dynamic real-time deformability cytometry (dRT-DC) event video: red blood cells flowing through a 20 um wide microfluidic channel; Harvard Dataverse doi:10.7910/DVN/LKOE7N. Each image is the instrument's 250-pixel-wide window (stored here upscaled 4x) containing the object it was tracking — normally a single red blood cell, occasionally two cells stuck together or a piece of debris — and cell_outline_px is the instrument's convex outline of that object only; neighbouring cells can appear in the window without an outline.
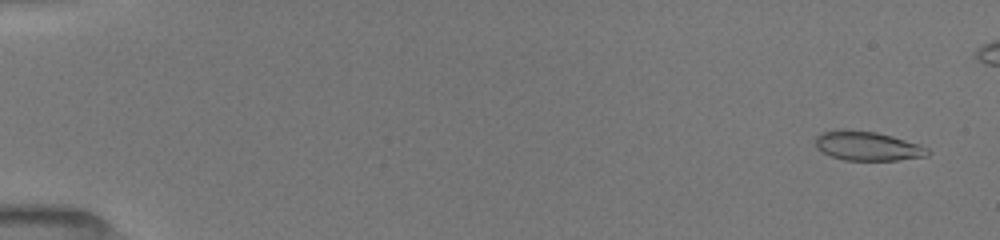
{"species": "common noctule bat (a hibernating species)", "species_latin": "Nyctalus noctula", "temperature_condition": "room temperature", "stored_images_in_passage": 48, "camera_frame_rate_fps": 3000, "um_per_image_px": 0.085, "animal": {"sex": "female", "body_mass_g": 19.5, "forearm_length_mm": 54.1}, "frame": {"image": 1, "passage_image": 3, "time_ms": 0.667, "image_size_px": [1000, 240], "cell_outline_px": [[932, 152], [928, 156], [896, 160], [844, 160], [832, 156], [824, 152], [816, 144], [816, 136], [824, 132], [876, 132], [892, 136], [920, 144], [928, 148]], "centroid_in_image_um": [73.87, 12.45], "position_along_channel_um": 11.1, "area_um2": 18.32}}
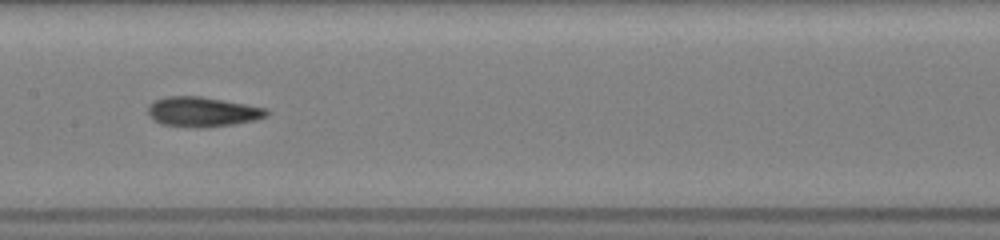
{"frame": {"image": 2, "passage_image": 28, "time_ms": 9.0, "image_size_px": [1000, 240], "cell_outline_px": [[268, 116], [256, 120], [232, 124], [196, 128], [160, 124], [152, 120], [148, 112], [148, 104], [156, 100], [168, 96], [200, 96], [268, 108]], "centroid_in_image_um": [17.2, 9.51], "position_along_channel_um": 190.2, "area_um2": 20.63}}
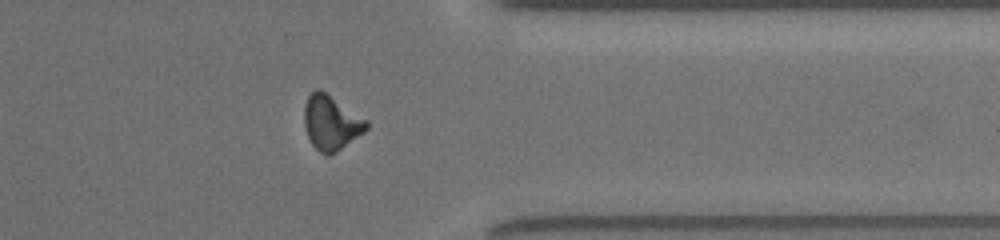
{"frame": {"image": 3, "passage_image": 43, "time_ms": 14.0, "image_size_px": [1000, 240], "cell_outline_px": [[368, 128], [364, 132], [336, 152], [328, 156], [320, 152], [312, 144], [308, 136], [304, 124], [304, 108], [308, 96], [316, 88], [320, 88], [368, 120]], "centroid_in_image_um": [28.15, 10.41], "position_along_channel_um": 383.3, "area_um2": 19.77}}